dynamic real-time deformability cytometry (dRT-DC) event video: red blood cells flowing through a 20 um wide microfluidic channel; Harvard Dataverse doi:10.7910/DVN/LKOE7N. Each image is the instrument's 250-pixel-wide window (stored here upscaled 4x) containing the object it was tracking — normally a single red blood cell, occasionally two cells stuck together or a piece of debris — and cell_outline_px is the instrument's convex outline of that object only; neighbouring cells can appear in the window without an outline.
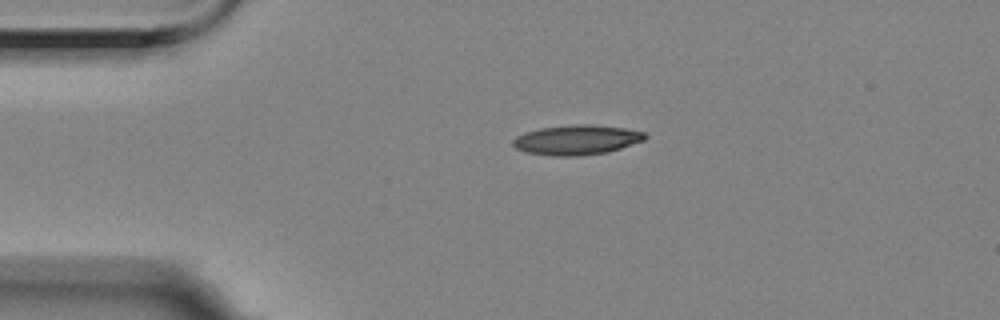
{"species": "Egyptian fruit bat (a non-hibernating species)", "species_latin": "Rousettus aegyptiacus", "temperature_condition": "room temperature", "stored_images_in_passage": 46, "camera_frame_rate_fps": 3000, "um_per_image_px": 0.085, "animal": {"sex": "female"}, "frame": {"image": 1, "passage_image": 1, "time_ms": 0.0, "image_size_px": [1000, 320], "cell_outline_px": [[648, 136], [644, 140], [608, 152], [580, 156], [552, 156], [524, 152], [516, 148], [512, 144], [512, 140], [516, 136], [524, 132], [540, 128], [572, 124], [588, 124], [624, 128], [644, 132]], "centroid_in_image_um": [48.98, 11.89], "position_along_channel_um": 36.0, "area_um2": 23.06}}
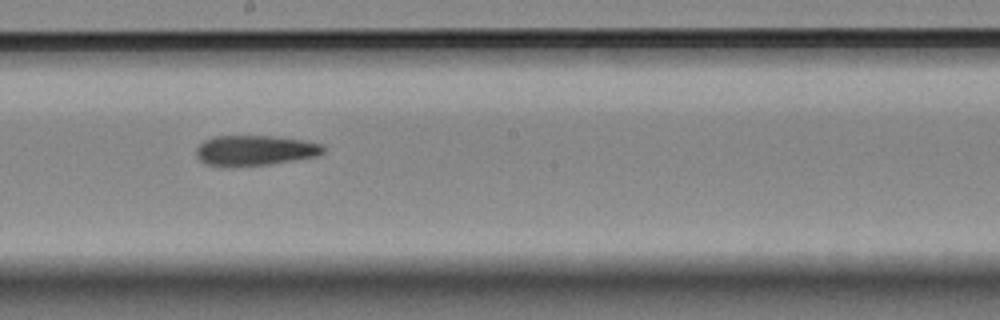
{"frame": {"image": 2, "passage_image": 20, "time_ms": 6.333, "image_size_px": [1000, 320], "cell_outline_px": [[324, 152], [316, 156], [268, 164], [228, 168], [208, 164], [200, 160], [196, 156], [196, 148], [204, 140], [212, 136], [276, 136], [304, 140], [324, 144]], "centroid_in_image_um": [21.64, 12.79], "position_along_channel_um": 226.6, "area_um2": 22.66}}
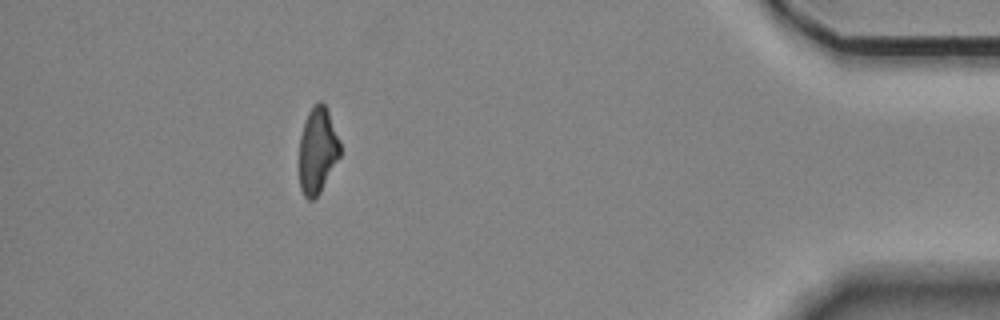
{"frame": {"image": 3, "passage_image": 40, "time_ms": 13.0, "image_size_px": [1000, 320], "cell_outline_px": [[340, 156], [320, 192], [312, 200], [308, 200], [304, 196], [300, 188], [300, 136], [308, 112], [312, 104], [316, 100], [320, 100], [324, 104], [328, 112], [340, 144]], "centroid_in_image_um": [26.98, 12.78], "position_along_channel_um": 408.2, "area_um2": 20.23}, "authors_computed_cell_mechanics": {"area_um2": 22.4264, "velocity_mm_per_s": 3.5135, "shape_relaxation_time_tau1_ms": null, "shape_relaxation_time_tau2_ms": 8.6215, "deformation_change_tau1": null, "deformation_change_tau2": 0.2042}}